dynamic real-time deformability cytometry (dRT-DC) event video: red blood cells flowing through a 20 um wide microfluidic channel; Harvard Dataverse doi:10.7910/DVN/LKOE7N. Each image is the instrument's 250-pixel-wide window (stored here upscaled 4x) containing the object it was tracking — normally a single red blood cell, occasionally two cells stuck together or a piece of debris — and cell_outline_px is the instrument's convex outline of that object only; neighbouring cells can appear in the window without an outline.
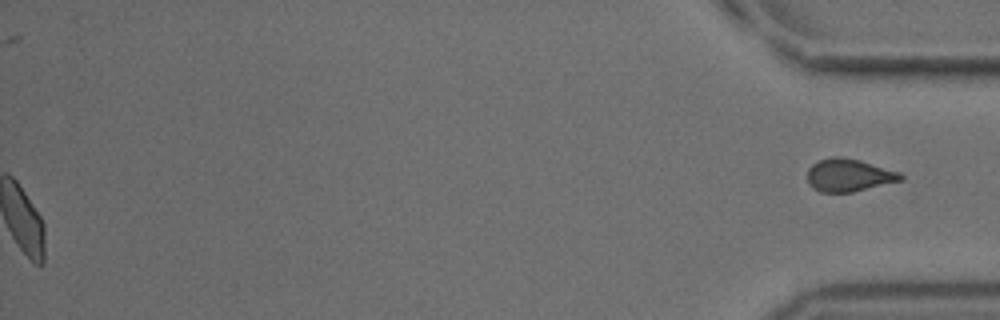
{"species": "common noctule bat (a hibernating species)", "species_latin": "Nyctalus noctula", "temperature_condition": "cold", "stored_images_in_passage": 54, "segment_of_instrument_passage": [2, 2], "camera_frame_rate_fps": 3000, "um_per_image_px": 0.085, "animal": {"sex": "male", "body_mass_g": 18.8}, "frame": {"image": 1, "passage_image": 54, "time_ms": 17.667, "image_size_px": [1000, 320], "cell_outline_px": [[904, 180], [852, 192], [820, 192], [812, 188], [808, 184], [808, 168], [812, 164], [820, 160], [832, 156], [840, 156], [860, 160], [900, 172], [904, 176]], "centroid_in_image_um": [72.15, 14.89], "position_along_channel_um": 363.0, "area_um2": 17.92}}